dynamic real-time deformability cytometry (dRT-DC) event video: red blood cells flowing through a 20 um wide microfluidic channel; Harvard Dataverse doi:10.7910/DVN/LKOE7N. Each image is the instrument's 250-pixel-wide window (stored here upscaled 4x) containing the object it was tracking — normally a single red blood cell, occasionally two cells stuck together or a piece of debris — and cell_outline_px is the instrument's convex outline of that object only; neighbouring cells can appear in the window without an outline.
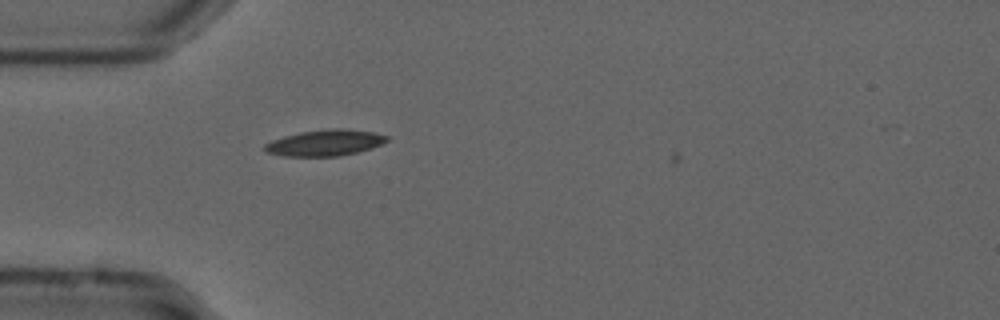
{"species": "common noctule bat (a hibernating species)", "species_latin": "Nyctalus noctula", "temperature_condition": "cold", "stored_images_in_passage": 6, "camera_frame_rate_fps": 3000, "um_per_image_px": 0.085, "animal": {"sex": "male", "forearm_length_mm": 52.5}, "frame": {"image": 1, "passage_image": 5, "time_ms": 1.333, "image_size_px": [1000, 320], "cell_outline_px": [[388, 140], [372, 148], [340, 156], [284, 156], [264, 152], [264, 144], [272, 140], [284, 136], [300, 132], [332, 128], [340, 128], [372, 132], [388, 136]], "centroid_in_image_um": [27.59, 12.14], "position_along_channel_um": 57.4, "area_um2": 18.5}}